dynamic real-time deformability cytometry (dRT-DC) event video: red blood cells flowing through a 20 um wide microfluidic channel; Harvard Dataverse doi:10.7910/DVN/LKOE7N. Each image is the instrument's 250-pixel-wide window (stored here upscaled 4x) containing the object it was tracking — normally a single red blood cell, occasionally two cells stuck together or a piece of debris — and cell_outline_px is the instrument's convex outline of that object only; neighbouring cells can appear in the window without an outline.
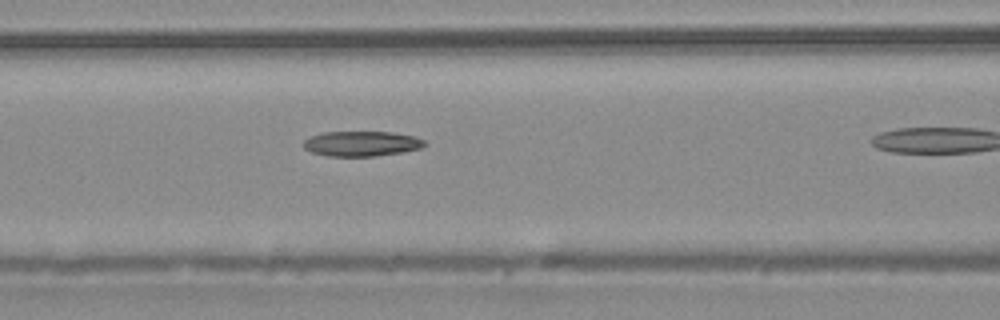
{"species": "common noctule bat (a hibernating species)", "species_latin": "Nyctalus noctula", "temperature_condition": "warm", "stored_images_in_passage": 29, "camera_frame_rate_fps": 3000, "um_per_image_px": 0.085, "animal": {"sex": "male", "body_mass_g": 20.4}, "frame": {"image": 1, "passage_image": 13, "time_ms": 4.0, "image_size_px": [1000, 320], "cell_outline_px": [[428, 144], [420, 148], [404, 152], [376, 156], [328, 156], [312, 152], [304, 148], [304, 140], [308, 136], [324, 132], [392, 132], [416, 136], [424, 140]], "centroid_in_image_um": [30.76, 12.21], "position_along_channel_um": 135.8, "area_um2": 17.86}}